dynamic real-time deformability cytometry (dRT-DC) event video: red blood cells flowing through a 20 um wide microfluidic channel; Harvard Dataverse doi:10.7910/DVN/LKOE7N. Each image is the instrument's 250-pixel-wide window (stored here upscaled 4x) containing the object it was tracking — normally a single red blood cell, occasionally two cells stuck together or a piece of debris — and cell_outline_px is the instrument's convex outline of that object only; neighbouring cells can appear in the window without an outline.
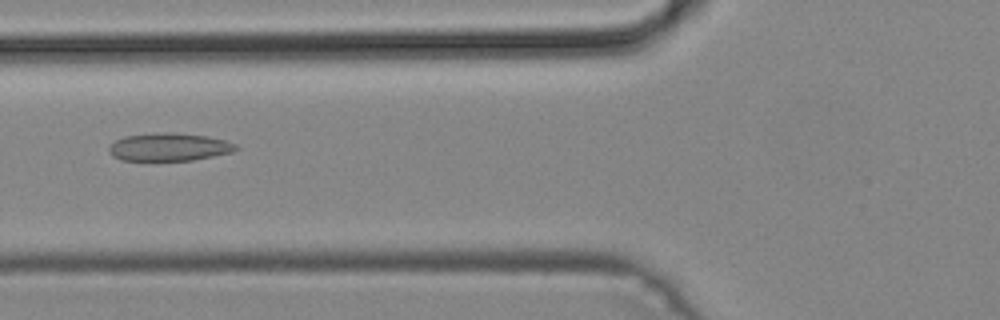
{"species": "common noctule bat (a hibernating species)", "species_latin": "Nyctalus noctula", "temperature_condition": "cold", "stored_images_in_passage": 49, "camera_frame_rate_fps": 3000, "um_per_image_px": 0.085, "animal": {"sex": "male", "body_mass_g": 19.2, "forearm_length_mm": 51.8}, "frame": {"image": 1, "passage_image": 19, "time_ms": 6.0, "image_size_px": [1000, 320], "cell_outline_px": [[240, 148], [232, 152], [192, 160], [124, 160], [112, 156], [108, 148], [116, 140], [124, 136], [164, 132], [172, 132], [208, 136], [224, 140], [236, 144]], "centroid_in_image_um": [14.39, 12.49], "position_along_channel_um": 111.4, "area_um2": 20.46}}
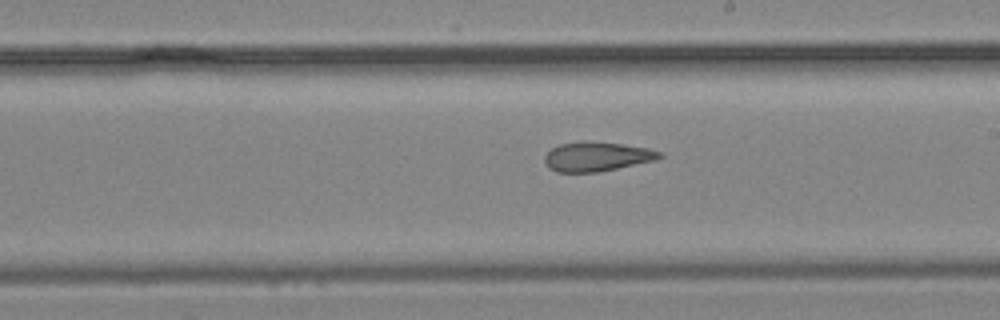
{"frame": {"image": 2, "passage_image": 28, "time_ms": 9.0, "image_size_px": [1000, 320], "cell_outline_px": [[664, 156], [656, 160], [596, 172], [556, 172], [548, 168], [544, 160], [544, 156], [552, 148], [560, 144], [580, 140], [624, 144], [648, 148], [660, 152]], "centroid_in_image_um": [50.7, 13.3], "position_along_channel_um": 238.3, "area_um2": 19.71}}
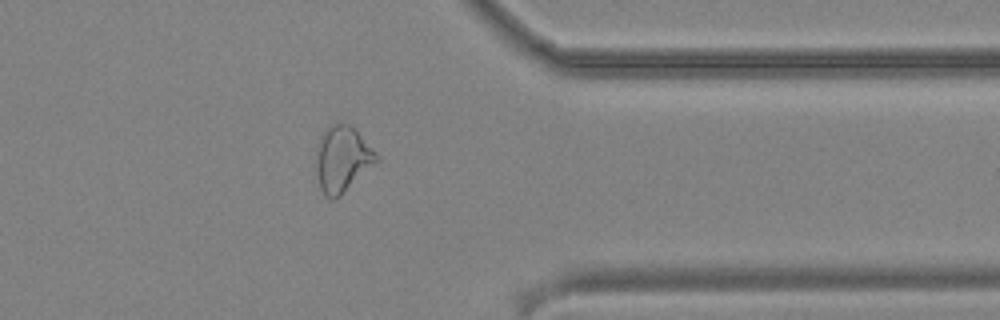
{"frame": {"image": 3, "passage_image": 39, "time_ms": 12.667, "image_size_px": [1000, 320], "cell_outline_px": [[380, 160], [340, 196], [332, 200], [324, 196], [320, 188], [316, 168], [316, 148], [320, 136], [324, 128], [328, 124], [348, 124], [356, 128], [380, 156]], "centroid_in_image_um": [29.11, 13.5], "position_along_channel_um": 382.3, "area_um2": 23.64}}